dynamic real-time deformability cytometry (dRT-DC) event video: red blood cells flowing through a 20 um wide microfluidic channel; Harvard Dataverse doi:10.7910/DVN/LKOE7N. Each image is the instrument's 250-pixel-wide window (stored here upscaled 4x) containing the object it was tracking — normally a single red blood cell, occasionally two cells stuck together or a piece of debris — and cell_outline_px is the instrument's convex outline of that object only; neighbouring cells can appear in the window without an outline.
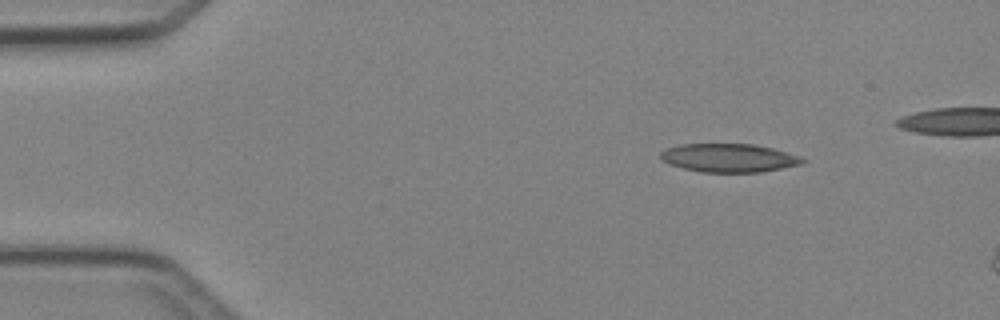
{"species": "Egyptian fruit bat (a non-hibernating species)", "species_latin": "Rousettus aegyptiacus", "temperature_condition": "cold", "stored_images_in_passage": 3, "camera_frame_rate_fps": 3000, "um_per_image_px": 0.085, "animal": {"sex": "female"}, "frame": {"image": 1, "passage_image": 1, "time_ms": 0.0, "image_size_px": [1000, 320], "cell_outline_px": [[808, 160], [800, 164], [760, 172], [700, 172], [684, 168], [660, 160], [660, 152], [668, 148], [680, 144], [752, 144], [772, 148], [800, 156]], "centroid_in_image_um": [61.95, 13.42], "position_along_channel_um": 23.1, "area_um2": 23.35}}